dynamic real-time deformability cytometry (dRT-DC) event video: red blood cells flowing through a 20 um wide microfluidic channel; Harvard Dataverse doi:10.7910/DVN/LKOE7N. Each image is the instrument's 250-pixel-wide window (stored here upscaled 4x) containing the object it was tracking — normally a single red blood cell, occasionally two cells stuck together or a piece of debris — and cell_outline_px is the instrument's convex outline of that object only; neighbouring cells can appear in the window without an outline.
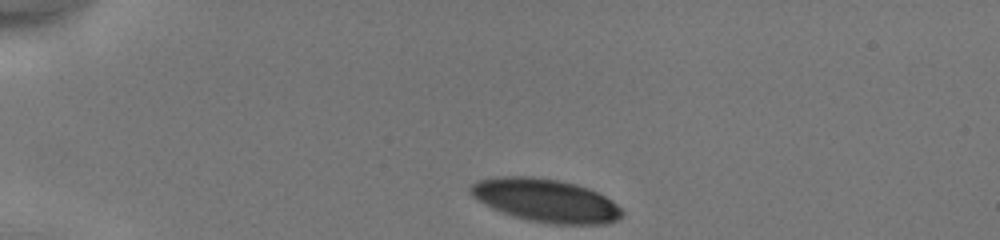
{"species": "human", "species_latin": "Homo sapiens", "temperature_condition": "cold", "stored_images_in_passage": 32, "camera_frame_rate_fps": 3000, "um_per_image_px": 0.085, "donor": {"sex": "male"}, "frame": {"image": 1, "passage_image": 1, "time_ms": 0.0, "image_size_px": [1000, 240], "cell_outline_px": [[624, 216], [616, 220], [604, 224], [548, 224], [528, 220], [504, 212], [484, 204], [472, 196], [468, 188], [476, 180], [500, 176], [528, 176], [560, 180], [576, 184], [588, 188], [612, 200], [624, 212]], "centroid_in_image_um": [46.39, 17.03], "position_along_channel_um": 38.6, "area_um2": 38.03}}
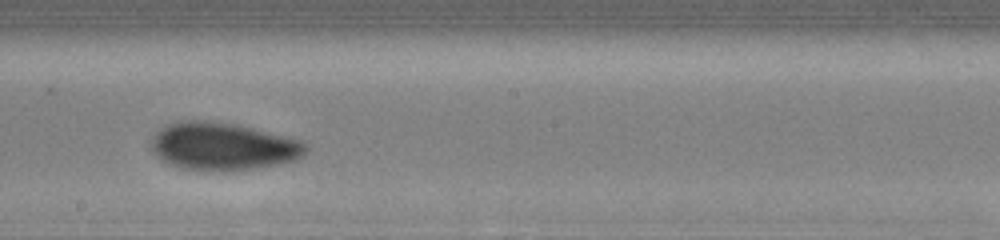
{"frame": {"image": 2, "passage_image": 19, "time_ms": 6.0, "image_size_px": [1000, 240], "cell_outline_px": [[308, 152], [304, 156], [296, 160], [280, 164], [256, 168], [184, 168], [168, 164], [156, 156], [152, 148], [152, 140], [156, 132], [160, 128], [168, 124], [188, 120], [208, 120], [236, 124], [300, 140], [308, 144]], "centroid_in_image_um": [18.99, 12.4], "position_along_channel_um": 229.2, "area_um2": 42.08}}
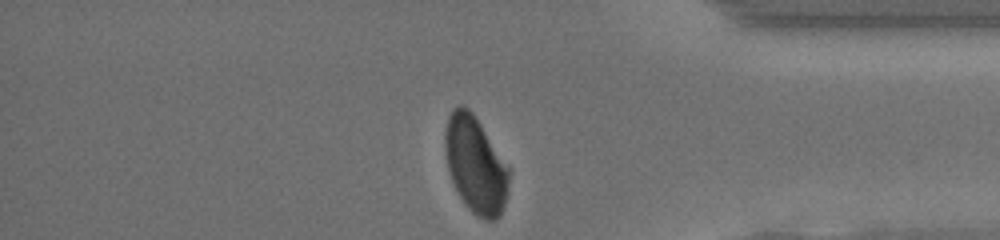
{"frame": {"image": 3, "passage_image": 32, "time_ms": 10.333, "image_size_px": [1000, 240], "cell_outline_px": [[512, 172], [508, 192], [500, 216], [496, 220], [484, 220], [476, 216], [472, 212], [460, 196], [452, 180], [448, 168], [444, 148], [444, 132], [448, 116], [452, 108], [460, 104], [464, 104], [472, 112]], "centroid_in_image_um": [40.42, 14.0], "position_along_channel_um": 394.8, "area_um2": 36.13}, "authors_computed_cell_mechanics": {"area_um2": 40.749, "velocity_mm_per_s": 4.1471, "shape_relaxation_time_tau1_ms": 3.019, "shape_relaxation_time_tau2_ms": 1.5451, "deformation_change_tau1": 0.1152, "deformation_change_tau2": 0.0588}}